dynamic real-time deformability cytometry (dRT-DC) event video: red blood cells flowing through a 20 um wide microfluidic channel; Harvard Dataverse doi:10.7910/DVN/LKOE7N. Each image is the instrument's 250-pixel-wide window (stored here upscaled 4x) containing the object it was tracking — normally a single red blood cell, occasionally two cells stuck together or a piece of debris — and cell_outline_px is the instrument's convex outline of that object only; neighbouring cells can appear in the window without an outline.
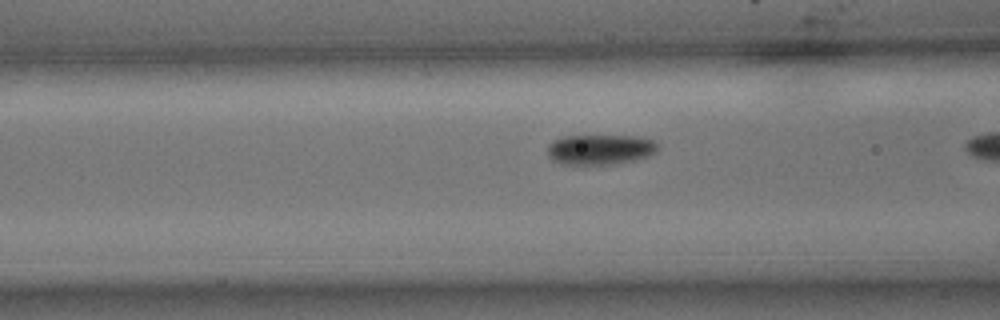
{"species": "common noctule bat (a hibernating species)", "species_latin": "Nyctalus noctula", "temperature_condition": "cold", "stored_images_in_passage": 37, "camera_frame_rate_fps": 3000, "um_per_image_px": 0.085, "animal": {"sex": "male", "body_mass_g": 15.6}, "frame": {"image": 1, "passage_image": 15, "time_ms": 4.667, "image_size_px": [1000, 320], "cell_outline_px": [[660, 148], [656, 152], [648, 156], [636, 160], [616, 164], [564, 164], [552, 160], [548, 156], [548, 144], [552, 140], [560, 136], [640, 136], [652, 140], [660, 144]], "centroid_in_image_um": [51.04, 12.7], "position_along_channel_um": 115.6, "area_um2": 19.71}}
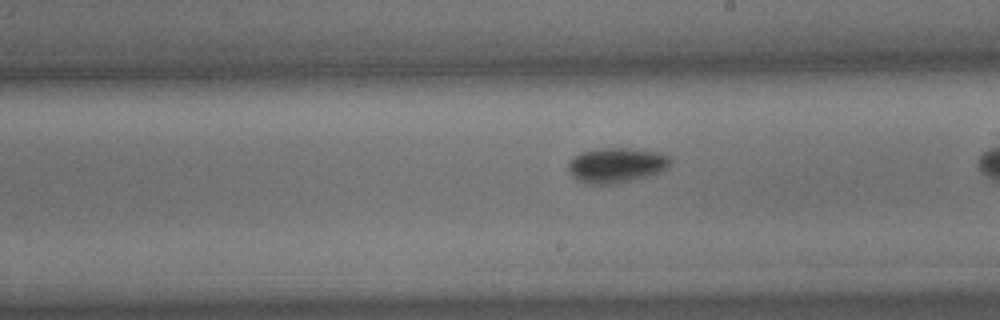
{"frame": {"image": 2, "passage_image": 25, "time_ms": 8.0, "image_size_px": [1000, 320], "cell_outline_px": [[672, 160], [668, 168], [660, 172], [648, 176], [616, 184], [588, 184], [580, 180], [568, 172], [568, 160], [572, 156], [580, 152], [600, 148], [628, 148], [660, 152], [668, 156]], "centroid_in_image_um": [52.39, 14.03], "position_along_channel_um": 236.6, "area_um2": 21.04}}
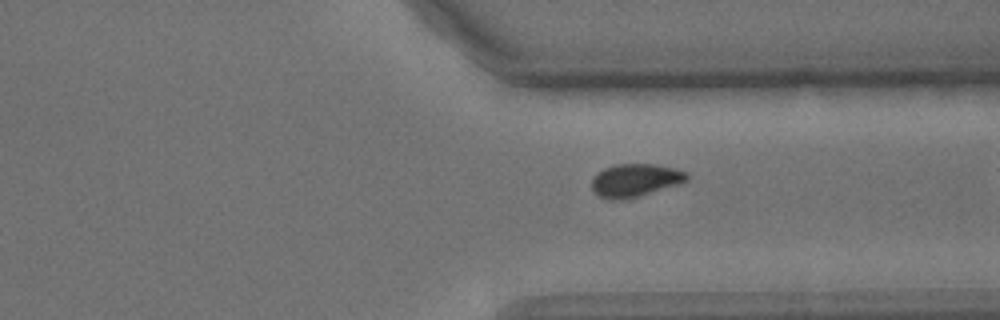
{"frame": {"image": 3, "passage_image": 35, "time_ms": 11.333, "image_size_px": [1000, 320], "cell_outline_px": [[688, 180], [680, 184], [624, 200], [612, 200], [600, 196], [592, 188], [592, 176], [596, 172], [604, 168], [616, 164], [656, 164], [688, 172]], "centroid_in_image_um": [53.98, 15.31], "position_along_channel_um": 357.4, "area_um2": 18.32}}